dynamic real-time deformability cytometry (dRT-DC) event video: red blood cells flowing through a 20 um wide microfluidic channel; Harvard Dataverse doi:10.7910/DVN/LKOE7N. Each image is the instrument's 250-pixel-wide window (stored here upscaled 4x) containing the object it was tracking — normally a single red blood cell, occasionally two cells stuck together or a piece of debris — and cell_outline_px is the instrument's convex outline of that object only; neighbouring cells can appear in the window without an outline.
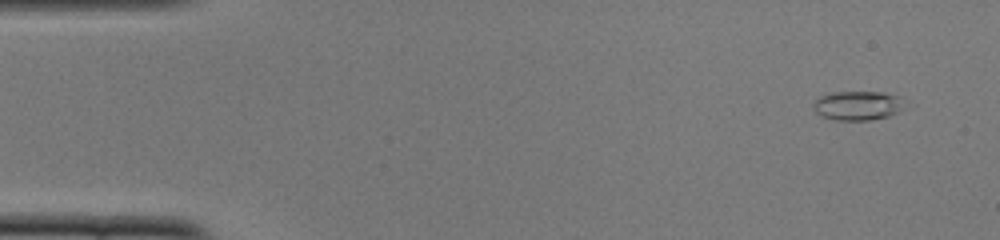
{"species": "common noctule bat (a hibernating species)", "species_latin": "Nyctalus noctula", "temperature_condition": "cold", "stored_images_in_passage": 16, "camera_frame_rate_fps": 3000, "um_per_image_px": 0.085, "animal": {"sex": "female", "body_mass_g": 22.0, "forearm_length_mm": 56.7}, "frame": {"image": 1, "passage_image": 3, "time_ms": 0.667, "image_size_px": [1000, 240], "cell_outline_px": [[900, 96], [896, 112], [888, 116], [868, 120], [836, 120], [820, 116], [816, 112], [812, 104], [820, 96], [832, 92], [884, 92]], "centroid_in_image_um": [72.78, 8.97], "position_along_channel_um": 12.2, "area_um2": 15.09}}